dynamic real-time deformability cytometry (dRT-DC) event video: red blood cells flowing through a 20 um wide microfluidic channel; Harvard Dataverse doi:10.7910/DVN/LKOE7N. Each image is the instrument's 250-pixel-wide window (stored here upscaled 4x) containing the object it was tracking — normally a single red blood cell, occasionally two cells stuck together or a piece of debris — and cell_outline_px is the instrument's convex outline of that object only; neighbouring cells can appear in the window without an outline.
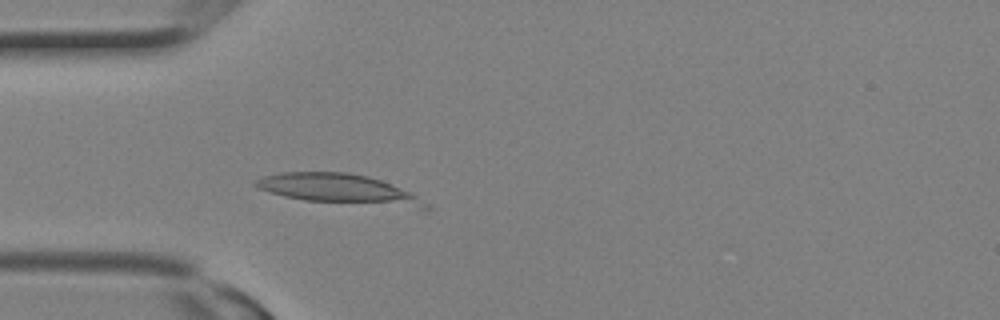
{"species": "Egyptian fruit bat (a non-hibernating species)", "species_latin": "Rousettus aegyptiacus", "temperature_condition": "room temperature", "stored_images_in_passage": 3, "camera_frame_rate_fps": 3000, "um_per_image_px": 0.085, "animal": {"sex": "female"}, "frame": {"image": 1, "passage_image": 3, "time_ms": 0.667, "image_size_px": [1000, 320], "cell_outline_px": [[432, 208], [428, 212], [304, 200], [284, 196], [260, 188], [252, 184], [252, 180], [264, 176], [280, 172], [348, 172], [368, 176], [380, 180], [412, 192], [428, 204]], "centroid_in_image_um": [29.02, 16.14], "position_along_channel_um": 56.0, "area_um2": 30.81}}